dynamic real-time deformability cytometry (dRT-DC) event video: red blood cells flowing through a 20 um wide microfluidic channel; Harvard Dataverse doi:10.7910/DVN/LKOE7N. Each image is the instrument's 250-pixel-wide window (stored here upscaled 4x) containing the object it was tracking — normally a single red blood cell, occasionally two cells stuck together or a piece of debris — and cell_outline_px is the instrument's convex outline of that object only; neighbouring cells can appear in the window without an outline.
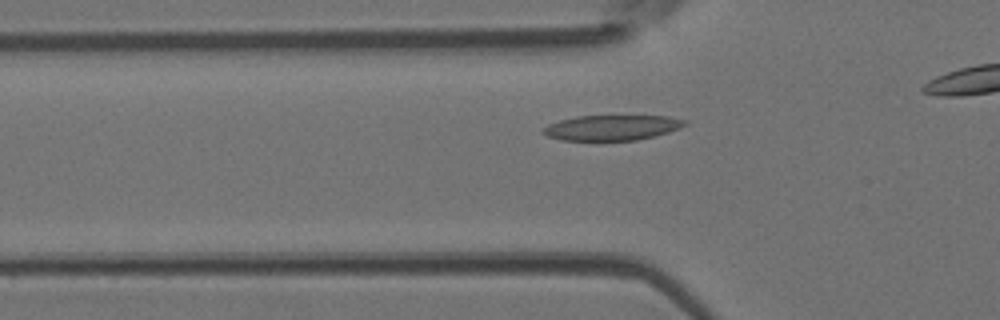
{"species": "Egyptian fruit bat (a non-hibernating species)", "species_latin": "Rousettus aegyptiacus", "temperature_condition": "room temperature", "stored_images_in_passage": 14, "camera_frame_rate_fps": 3000, "um_per_image_px": 0.085, "animal": {"sex": "female"}, "frame": {"image": 1, "passage_image": 8, "time_ms": 2.333, "image_size_px": [1000, 320], "cell_outline_px": [[688, 124], [680, 128], [668, 132], [636, 140], [560, 140], [548, 136], [540, 132], [540, 128], [548, 124], [560, 120], [576, 116], [668, 116], [688, 120]], "centroid_in_image_um": [51.99, 10.84], "position_along_channel_um": 73.8, "area_um2": 20.92}}
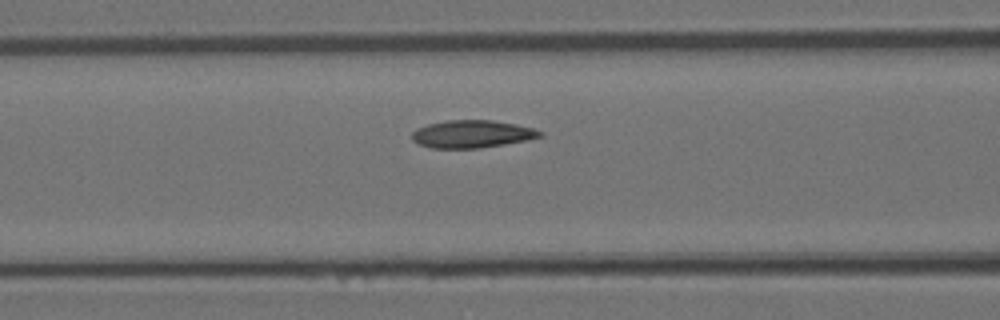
{"frame": {"image": 2, "passage_image": 12, "time_ms": 3.667, "image_size_px": [1000, 320], "cell_outline_px": [[544, 136], [528, 140], [480, 148], [432, 148], [420, 144], [412, 140], [412, 132], [416, 128], [428, 124], [448, 120], [492, 120], [532, 128], [544, 132]], "centroid_in_image_um": [40.12, 11.39], "position_along_channel_um": 126.5, "area_um2": 20.52}}